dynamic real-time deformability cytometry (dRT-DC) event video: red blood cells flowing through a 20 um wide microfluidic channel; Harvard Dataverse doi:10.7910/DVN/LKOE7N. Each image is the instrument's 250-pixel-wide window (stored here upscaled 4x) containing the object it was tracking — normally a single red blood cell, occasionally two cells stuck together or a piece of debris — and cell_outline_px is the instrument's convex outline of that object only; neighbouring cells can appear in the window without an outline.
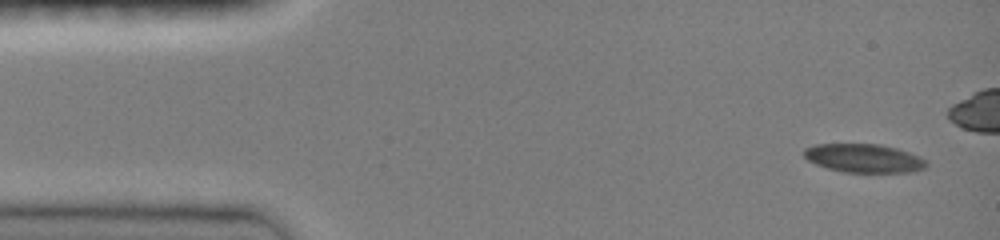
{"species": "common noctule bat (a hibernating species)", "species_latin": "Nyctalus noctula", "temperature_condition": "room temperature", "stored_images_in_passage": 9, "camera_frame_rate_fps": 3000, "um_per_image_px": 0.085, "animal": {"sex": "female", "body_mass_g": 19.0, "forearm_length_mm": 51.5}, "frame": {"image": 1, "passage_image": 1, "time_ms": 0.0, "image_size_px": [1000, 240], "cell_outline_px": [[928, 164], [924, 168], [908, 172], [844, 172], [828, 168], [816, 164], [808, 160], [804, 156], [804, 148], [816, 144], [880, 144], [896, 148], [920, 156], [928, 160]], "centroid_in_image_um": [73.44, 13.44], "position_along_channel_um": 11.6, "area_um2": 20.35}}